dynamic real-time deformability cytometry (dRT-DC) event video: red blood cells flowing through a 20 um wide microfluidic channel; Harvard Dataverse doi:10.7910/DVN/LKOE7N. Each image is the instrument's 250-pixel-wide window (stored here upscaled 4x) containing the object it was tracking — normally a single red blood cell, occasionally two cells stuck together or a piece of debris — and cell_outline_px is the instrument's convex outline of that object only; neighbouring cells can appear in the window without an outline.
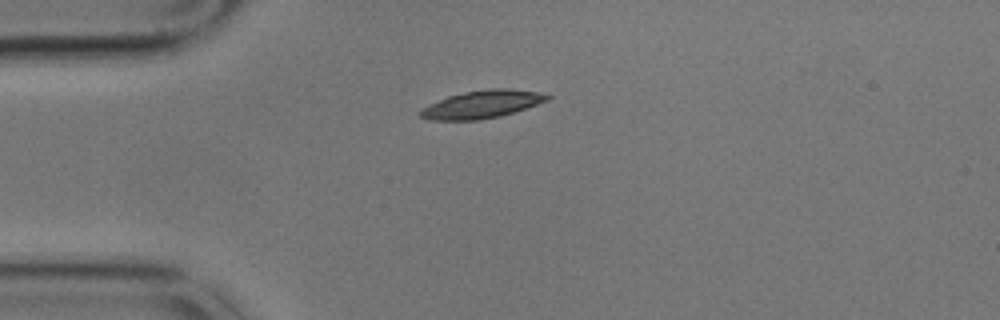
{"species": "common noctule bat (a hibernating species)", "species_latin": "Nyctalus noctula", "temperature_condition": "cold", "stored_images_in_passage": 43, "camera_frame_rate_fps": 3000, "um_per_image_px": 0.085, "animal": {"sex": "male", "body_mass_g": 17.9}, "frame": {"image": 1, "passage_image": 1, "time_ms": 0.0, "image_size_px": [1000, 320], "cell_outline_px": [[552, 96], [548, 100], [500, 116], [480, 120], [428, 120], [420, 116], [420, 112], [424, 108], [448, 96], [468, 92], [492, 88], [508, 88], [536, 92]], "centroid_in_image_um": [40.98, 8.87], "position_along_channel_um": 44.0, "area_um2": 19.94}}
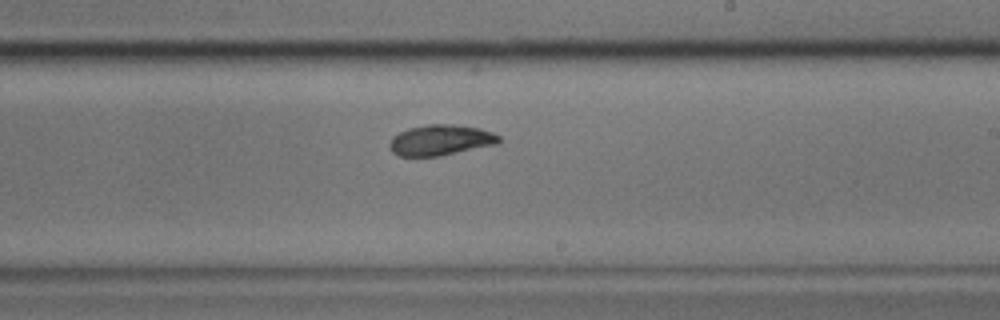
{"frame": {"image": 2, "passage_image": 21, "time_ms": 6.667, "image_size_px": [1000, 320], "cell_outline_px": [[500, 140], [496, 144], [440, 156], [400, 156], [392, 152], [388, 148], [388, 144], [392, 136], [408, 128], [428, 124], [452, 124], [480, 128], [492, 132], [500, 136]], "centroid_in_image_um": [37.41, 11.9], "position_along_channel_um": 251.6, "area_um2": 19.59}}
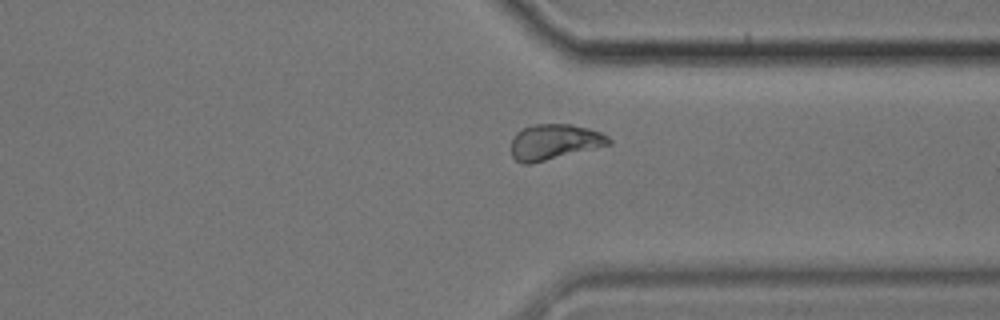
{"frame": {"image": 3, "passage_image": 31, "time_ms": 10.0, "image_size_px": [1000, 320], "cell_outline_px": [[612, 144], [532, 164], [520, 164], [512, 156], [512, 136], [516, 132], [532, 124], [572, 124], [588, 128], [600, 132], [608, 136], [612, 140]], "centroid_in_image_um": [47.12, 12.07], "position_along_channel_um": 364.3, "area_um2": 20.4}, "authors_computed_cell_mechanics": {"area_um2": 19.941, "velocity_mm_per_s": 3.3842, "shape_relaxation_time_tau1_ms": 2.8728, "shape_relaxation_time_tau2_ms": 2.5907, "deformation_change_tau1": 0.0987, "deformation_change_tau2": 0.0681}}